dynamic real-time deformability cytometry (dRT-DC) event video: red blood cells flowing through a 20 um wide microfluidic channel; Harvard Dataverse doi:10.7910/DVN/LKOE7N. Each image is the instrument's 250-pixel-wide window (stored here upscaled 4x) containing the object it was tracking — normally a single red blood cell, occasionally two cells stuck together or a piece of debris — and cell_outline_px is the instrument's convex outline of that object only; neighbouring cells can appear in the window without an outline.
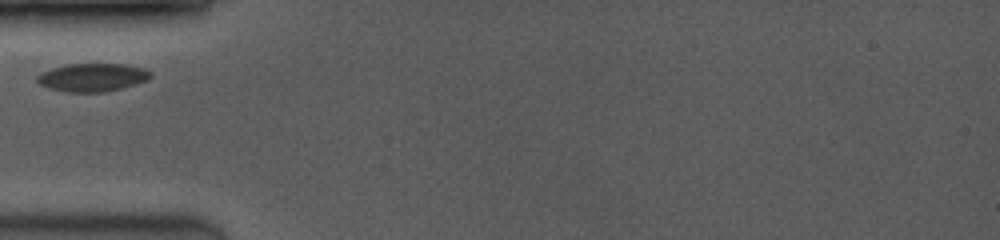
{"species": "common noctule bat (a hibernating species)", "species_latin": "Nyctalus noctula", "temperature_condition": "room temperature", "stored_images_in_passage": 27, "camera_frame_rate_fps": 3500, "um_per_image_px": 0.085, "animal": {"sex": "female", "body_mass_g": 19.0, "forearm_length_mm": 53.3}, "frame": {"image": 1, "passage_image": 1, "time_ms": 0.0, "image_size_px": [1000, 240], "cell_outline_px": [[152, 76], [148, 80], [120, 88], [104, 92], [68, 92], [52, 88], [40, 84], [36, 80], [36, 76], [52, 68], [68, 64], [124, 64], [144, 68], [152, 72]], "centroid_in_image_um": [7.89, 6.57], "position_along_channel_um": 77.1, "area_um2": 18.38}}
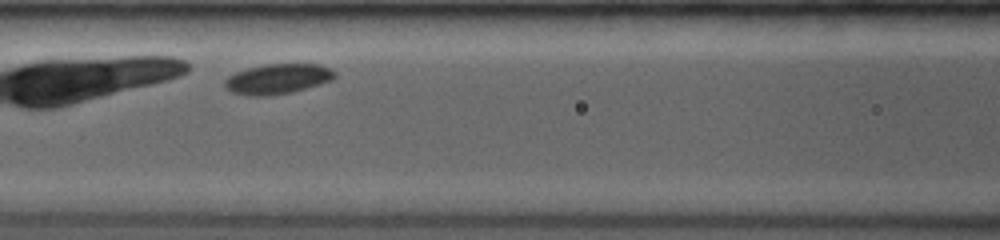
{"frame": {"image": 2, "passage_image": 8, "time_ms": 1.714, "image_size_px": [1000, 240], "cell_outline_px": [[336, 76], [332, 80], [320, 84], [292, 92], [268, 96], [248, 96], [232, 92], [224, 84], [224, 80], [228, 76], [236, 72], [248, 68], [264, 64], [320, 64], [332, 68], [336, 72]], "centroid_in_image_um": [23.63, 6.7], "position_along_channel_um": 143.0, "area_um2": 19.42}}
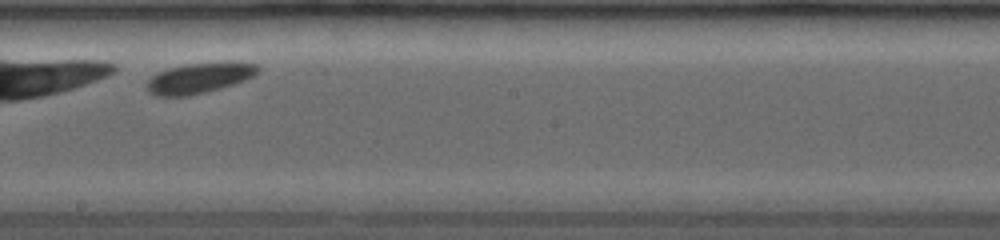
{"frame": {"image": 3, "passage_image": 19, "time_ms": 4.0, "image_size_px": [1000, 240], "cell_outline_px": [[260, 72], [244, 80], [220, 88], [188, 96], [156, 96], [148, 92], [144, 88], [148, 80], [156, 72], [168, 68], [184, 64], [256, 64], [260, 68]], "centroid_in_image_um": [16.81, 6.67], "position_along_channel_um": 231.4, "area_um2": 19.13}}